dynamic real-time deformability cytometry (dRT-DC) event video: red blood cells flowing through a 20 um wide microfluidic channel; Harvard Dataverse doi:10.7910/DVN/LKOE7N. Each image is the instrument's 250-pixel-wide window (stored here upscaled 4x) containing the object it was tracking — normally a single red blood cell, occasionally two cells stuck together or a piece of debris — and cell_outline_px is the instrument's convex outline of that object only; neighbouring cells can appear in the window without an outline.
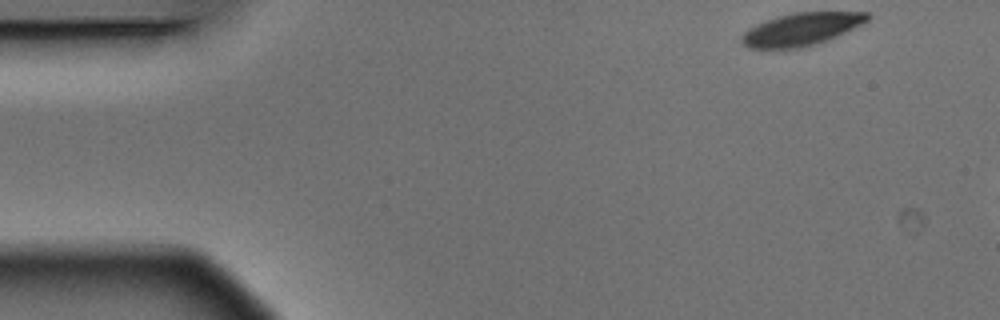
{"species": "Egyptian fruit bat (a non-hibernating species)", "species_latin": "Rousettus aegyptiacus", "temperature_condition": "warm", "stored_images_in_passage": 3, "camera_frame_rate_fps": 3000, "um_per_image_px": 0.085, "animal": {"sex": "male"}, "frame": {"image": 1, "passage_image": 1, "time_ms": 0.0, "image_size_px": [1000, 320], "cell_outline_px": [[872, 16], [868, 20], [828, 40], [816, 44], [800, 48], [748, 48], [740, 40], [740, 36], [748, 28], [768, 20], [780, 16], [796, 12], [868, 12]], "centroid_in_image_um": [68.1, 2.49], "position_along_channel_um": 16.9, "area_um2": 23.58}}